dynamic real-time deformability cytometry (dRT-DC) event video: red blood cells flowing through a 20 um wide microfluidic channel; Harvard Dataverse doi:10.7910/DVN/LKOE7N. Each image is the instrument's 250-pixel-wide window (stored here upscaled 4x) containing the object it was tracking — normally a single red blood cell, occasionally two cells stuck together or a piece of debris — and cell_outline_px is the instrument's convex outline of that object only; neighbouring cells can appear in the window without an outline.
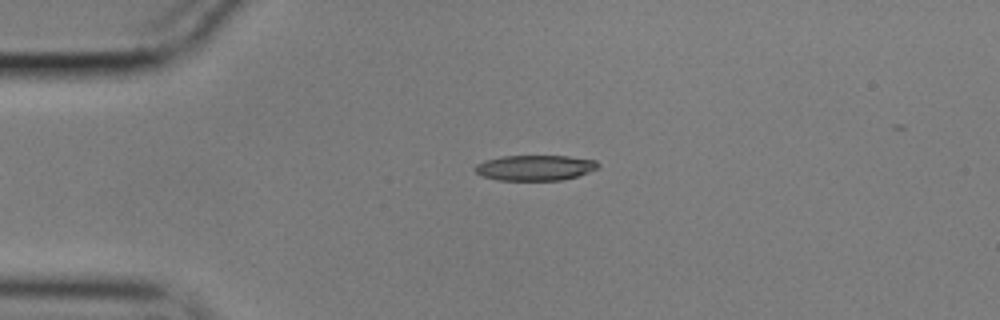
{"species": "common noctule bat (a hibernating species)", "species_latin": "Nyctalus noctula", "temperature_condition": "cold", "stored_images_in_passage": 29, "camera_frame_rate_fps": 3000, "um_per_image_px": 0.085, "animal": {"sex": "male", "body_mass_g": 17.9}, "frame": {"image": 1, "passage_image": 1, "time_ms": 0.0, "image_size_px": [1000, 320], "cell_outline_px": [[600, 164], [596, 168], [588, 172], [576, 176], [560, 180], [500, 180], [480, 176], [472, 168], [476, 164], [484, 160], [500, 156], [568, 156], [596, 160]], "centroid_in_image_um": [45.42, 14.25], "position_along_channel_um": 39.6, "area_um2": 18.26}}
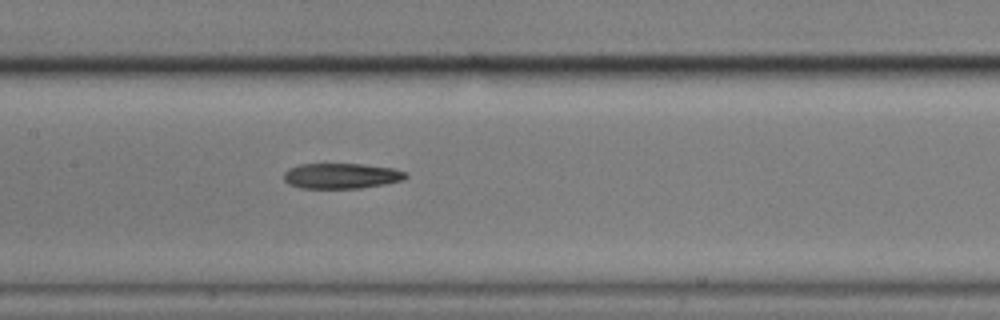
{"frame": {"image": 2, "passage_image": 15, "time_ms": 4.667, "image_size_px": [1000, 320], "cell_outline_px": [[408, 176], [404, 180], [384, 184], [360, 188], [300, 188], [288, 184], [284, 180], [284, 172], [288, 168], [300, 164], [364, 164], [392, 168], [408, 172]], "centroid_in_image_um": [29.02, 14.95], "position_along_channel_um": 178.4, "area_um2": 18.21}}
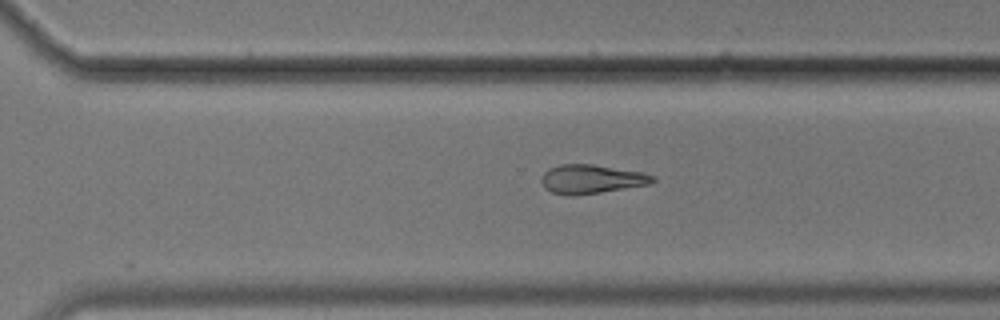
{"frame": {"image": 3, "passage_image": 27, "time_ms": 8.667, "image_size_px": [1000, 320], "cell_outline_px": [[656, 180], [648, 184], [576, 196], [568, 196], [552, 192], [544, 188], [540, 180], [540, 176], [548, 168], [560, 164], [592, 164], [644, 172], [652, 176]], "centroid_in_image_um": [50.2, 15.22], "position_along_channel_um": 320.4, "area_um2": 18.84}}